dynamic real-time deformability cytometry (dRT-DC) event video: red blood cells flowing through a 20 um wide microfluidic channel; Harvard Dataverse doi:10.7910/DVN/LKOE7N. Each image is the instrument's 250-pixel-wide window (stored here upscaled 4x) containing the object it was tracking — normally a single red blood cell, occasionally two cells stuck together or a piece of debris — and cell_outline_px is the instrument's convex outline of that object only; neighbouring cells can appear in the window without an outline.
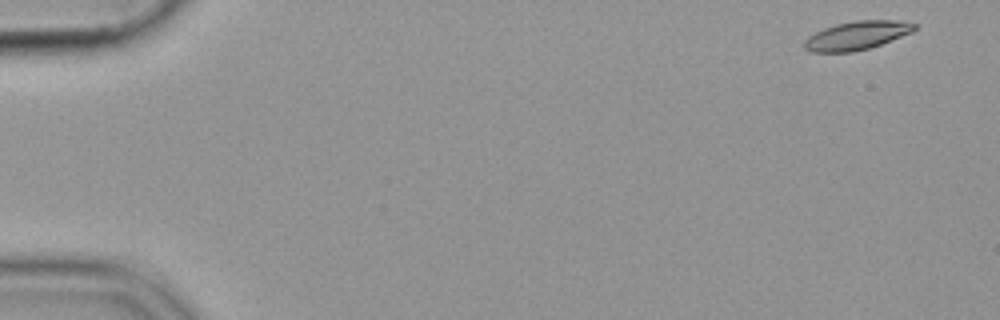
{"species": "common noctule bat (a hibernating species)", "species_latin": "Nyctalus noctula", "temperature_condition": "cold", "stored_images_in_passage": 54, "camera_frame_rate_fps": 3000, "um_per_image_px": 0.085, "animal": {"sex": "female", "body_mass_g": 19.9}, "frame": {"image": 1, "passage_image": 1, "time_ms": 0.0, "image_size_px": [1000, 320], "cell_outline_px": [[916, 28], [912, 32], [880, 44], [868, 48], [852, 52], [812, 52], [804, 48], [804, 40], [808, 36], [824, 28], [836, 24], [856, 20], [896, 20], [916, 24]], "centroid_in_image_um": [72.8, 3.01], "position_along_channel_um": 12.2, "area_um2": 18.15}}
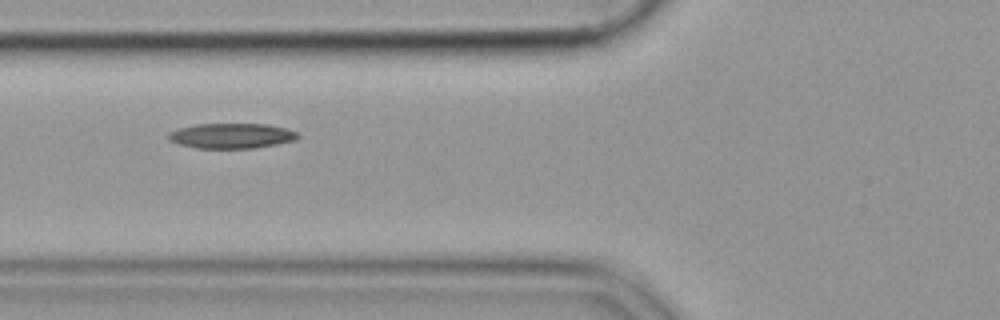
{"frame": {"image": 2, "passage_image": 20, "time_ms": 6.333, "image_size_px": [1000, 320], "cell_outline_px": [[300, 136], [296, 140], [276, 144], [252, 148], [196, 148], [180, 144], [168, 140], [168, 132], [180, 128], [196, 124], [268, 124], [288, 128], [296, 132]], "centroid_in_image_um": [19.7, 11.54], "position_along_channel_um": 106.1, "area_um2": 18.96}}
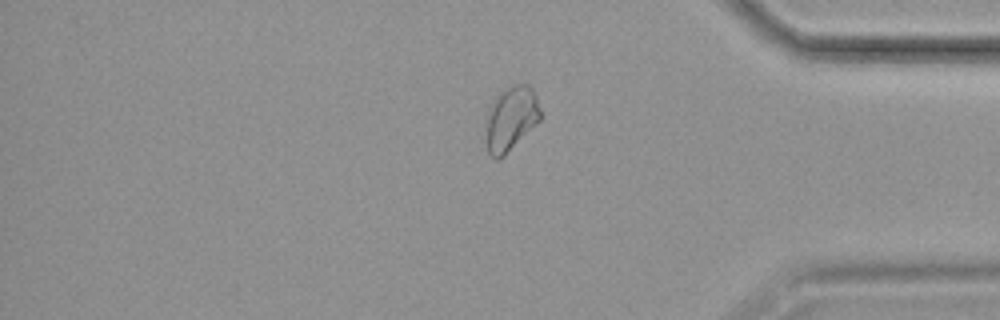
{"frame": {"image": 3, "passage_image": 45, "time_ms": 14.667, "image_size_px": [1000, 320], "cell_outline_px": [[540, 120], [504, 156], [496, 160], [488, 152], [484, 120], [488, 108], [492, 100], [500, 92], [512, 84], [528, 84], [532, 88], [536, 96], [540, 108]], "centroid_in_image_um": [43.39, 10.06], "position_along_channel_um": 391.8, "area_um2": 20.69}}